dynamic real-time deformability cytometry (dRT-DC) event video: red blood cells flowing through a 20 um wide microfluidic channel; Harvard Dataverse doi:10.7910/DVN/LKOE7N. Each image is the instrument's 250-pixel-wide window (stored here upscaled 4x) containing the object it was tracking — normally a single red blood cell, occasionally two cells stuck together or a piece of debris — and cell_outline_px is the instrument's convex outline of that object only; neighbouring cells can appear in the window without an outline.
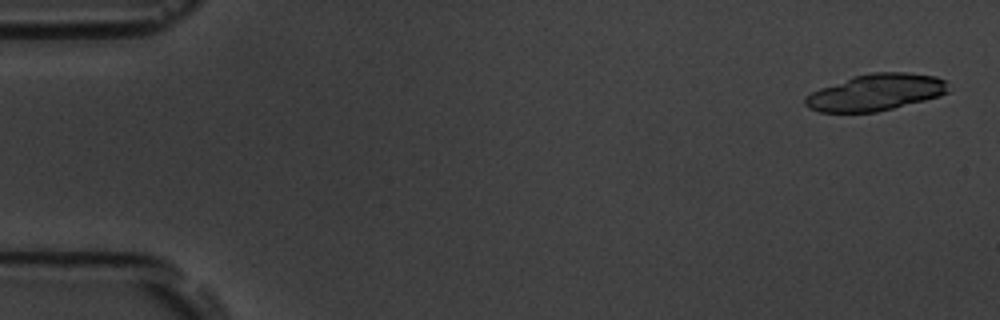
{"species": "common noctule bat (a hibernating species)", "species_latin": "Nyctalus noctula", "temperature_condition": "room temperature", "stored_images_in_passage": 8, "camera_frame_rate_fps": 3000, "um_per_image_px": 0.085, "animal": {"sex": "male", "body_mass_g": 19.5, "forearm_length_mm": 54.6}, "frame": {"image": 1, "passage_image": 1, "time_ms": 0.0, "image_size_px": [1000, 320], "cell_outline_px": [[948, 92], [940, 96], [876, 112], [820, 112], [808, 108], [804, 104], [804, 96], [820, 88], [852, 76], [872, 72], [908, 72], [936, 76], [944, 80]], "centroid_in_image_um": [74.4, 7.84], "position_along_channel_um": 10.6, "area_um2": 30.46}}
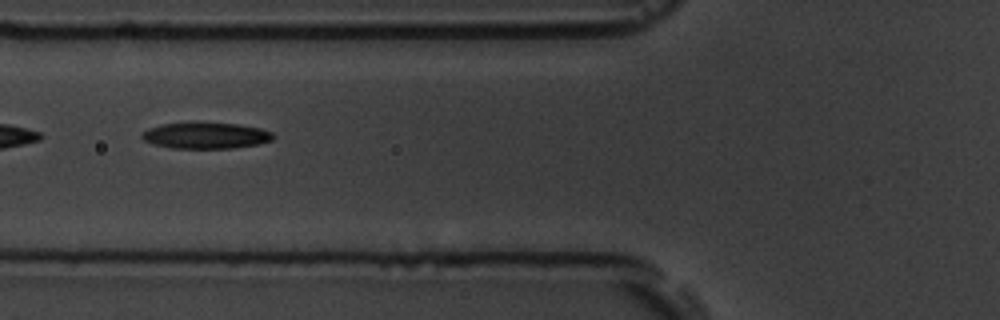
{"frame": {"image": 2, "passage_image": 6, "time_ms": 1.667, "image_size_px": [1000, 320], "cell_outline_px": [[276, 136], [272, 140], [256, 144], [232, 148], [172, 148], [152, 144], [144, 140], [140, 136], [148, 128], [164, 124], [240, 124], [260, 128], [272, 132]], "centroid_in_image_um": [17.51, 11.54], "position_along_channel_um": 108.3, "area_um2": 19.54}}
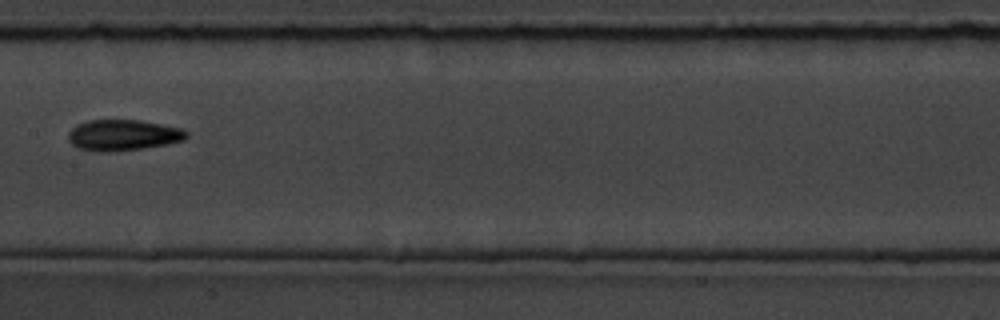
{"frame": {"image": 3, "passage_image": 8, "time_ms": 2.333, "image_size_px": [1000, 320], "cell_outline_px": [[188, 136], [184, 140], [168, 144], [144, 148], [108, 152], [100, 152], [80, 148], [72, 144], [68, 140], [68, 132], [76, 124], [88, 120], [140, 120], [180, 128], [188, 132]], "centroid_in_image_um": [10.45, 11.48], "position_along_channel_um": 197.0, "area_um2": 21.33}}